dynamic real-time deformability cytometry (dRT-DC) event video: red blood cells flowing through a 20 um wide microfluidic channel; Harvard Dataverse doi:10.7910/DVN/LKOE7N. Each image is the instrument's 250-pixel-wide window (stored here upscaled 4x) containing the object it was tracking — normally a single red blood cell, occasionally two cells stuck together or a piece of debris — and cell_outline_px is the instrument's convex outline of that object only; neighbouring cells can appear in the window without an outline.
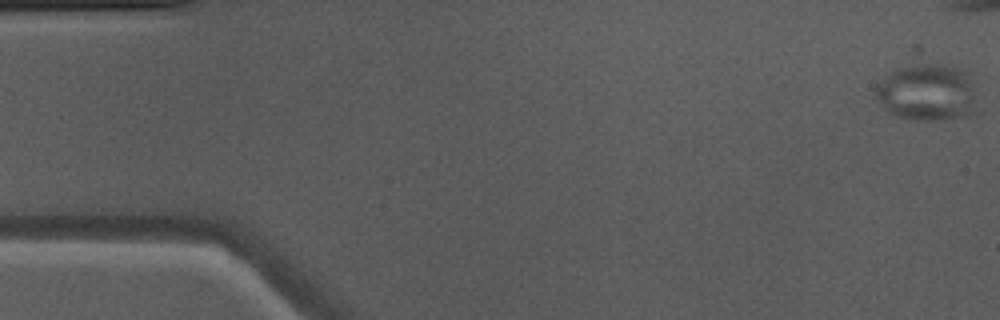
{"species": "Egyptian fruit bat (a non-hibernating species)", "species_latin": "Rousettus aegyptiacus", "temperature_condition": "warm", "stored_images_in_passage": 40, "camera_frame_rate_fps": 3000, "um_per_image_px": 0.085, "animal": {"sex": "male"}, "frame": {"image": 1, "passage_image": 1, "time_ms": 0.0, "image_size_px": [1000, 320], "cell_outline_px": [[972, 116], [932, 120], [916, 120], [896, 116], [888, 112], [872, 96], [880, 80], [896, 68], [920, 64], [948, 64], [968, 72], [972, 84]], "centroid_in_image_um": [78.74, 7.85], "position_along_channel_um": 6.3, "area_um2": 33.52}}
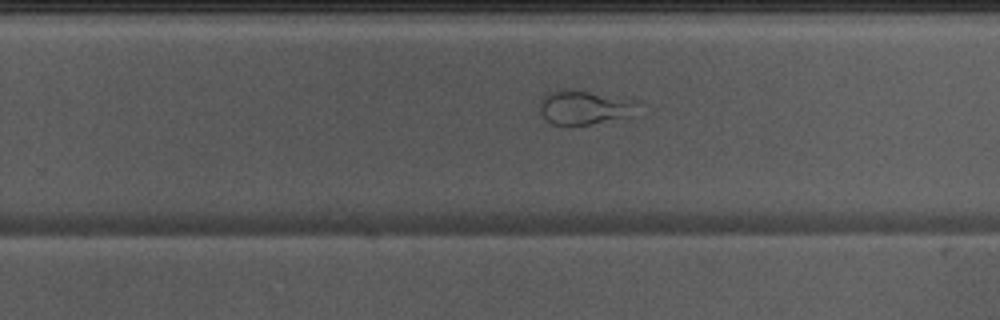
{"frame": {"image": 2, "passage_image": 32, "time_ms": 10.333, "image_size_px": [1000, 320], "cell_outline_px": [[636, 104], [628, 116], [592, 124], [552, 124], [540, 112], [540, 100], [544, 92], [564, 88], [576, 88]], "centroid_in_image_um": [49.44, 9.1], "position_along_channel_um": 280.4, "area_um2": 18.61}}
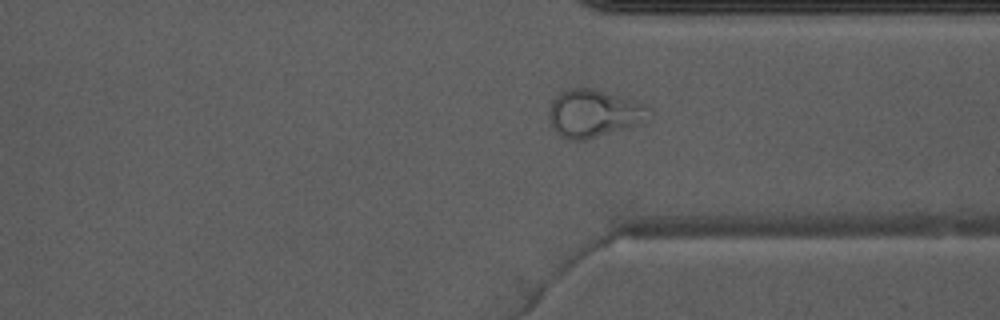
{"frame": {"image": 3, "passage_image": 38, "time_ms": 12.333, "image_size_px": [1000, 320], "cell_outline_px": [[652, 120], [628, 128], [584, 140], [568, 140], [560, 136], [552, 128], [548, 120], [548, 112], [552, 100], [560, 92], [572, 88], [596, 88], [632, 100], [652, 108]], "centroid_in_image_um": [50.5, 9.65], "position_along_channel_um": 360.9, "area_um2": 28.32}}